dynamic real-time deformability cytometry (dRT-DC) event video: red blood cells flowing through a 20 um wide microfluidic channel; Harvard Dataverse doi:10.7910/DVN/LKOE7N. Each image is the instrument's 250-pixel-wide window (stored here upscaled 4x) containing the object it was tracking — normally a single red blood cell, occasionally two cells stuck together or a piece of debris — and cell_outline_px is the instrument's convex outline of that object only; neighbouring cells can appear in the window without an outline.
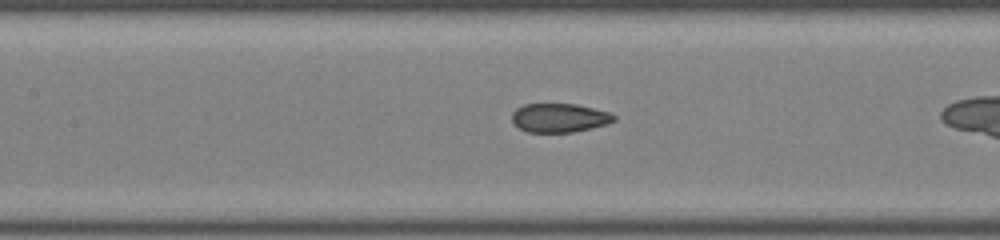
{"species": "common noctule bat (a hibernating species)", "species_latin": "Nyctalus noctula", "temperature_condition": "room temperature", "stored_images_in_passage": 24, "camera_frame_rate_fps": 3000, "um_per_image_px": 0.085, "animal": {"sex": "male", "body_mass_g": 19.0, "forearm_length_mm": 50.8}, "frame": {"image": 1, "passage_image": 8, "time_ms": 2.333, "image_size_px": [1000, 240], "cell_outline_px": [[616, 120], [608, 124], [592, 128], [572, 132], [528, 132], [520, 128], [512, 120], [512, 112], [516, 108], [524, 104], [576, 104], [608, 112], [616, 116]], "centroid_in_image_um": [47.56, 10.01], "position_along_channel_um": 159.8, "area_um2": 17.11}}
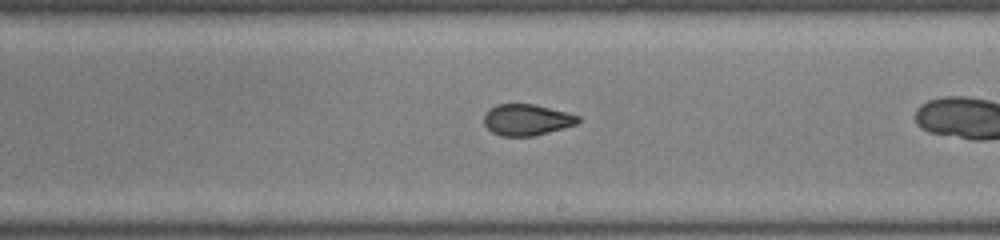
{"frame": {"image": 2, "passage_image": 14, "time_ms": 4.333, "image_size_px": [1000, 240], "cell_outline_px": [[580, 120], [576, 124], [548, 132], [532, 136], [500, 136], [492, 132], [484, 124], [484, 112], [488, 108], [496, 104], [536, 104], [568, 112], [580, 116]], "centroid_in_image_um": [44.75, 10.16], "position_along_channel_um": 244.3, "area_um2": 17.28}}
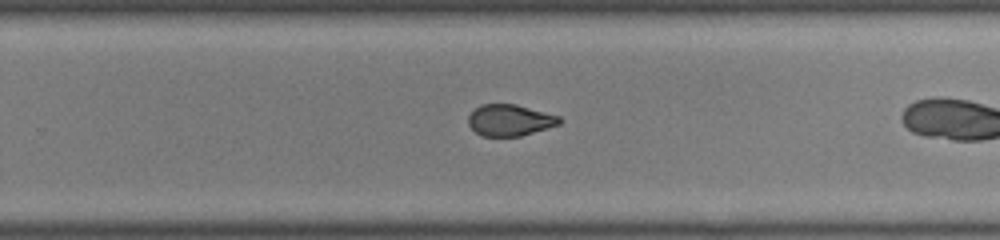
{"frame": {"image": 3, "passage_image": 17, "time_ms": 5.333, "image_size_px": [1000, 240], "cell_outline_px": [[564, 120], [560, 124], [520, 136], [484, 136], [476, 132], [468, 124], [468, 116], [480, 104], [516, 104], [560, 116]], "centroid_in_image_um": [43.36, 10.21], "position_along_channel_um": 286.4, "area_um2": 16.65}}